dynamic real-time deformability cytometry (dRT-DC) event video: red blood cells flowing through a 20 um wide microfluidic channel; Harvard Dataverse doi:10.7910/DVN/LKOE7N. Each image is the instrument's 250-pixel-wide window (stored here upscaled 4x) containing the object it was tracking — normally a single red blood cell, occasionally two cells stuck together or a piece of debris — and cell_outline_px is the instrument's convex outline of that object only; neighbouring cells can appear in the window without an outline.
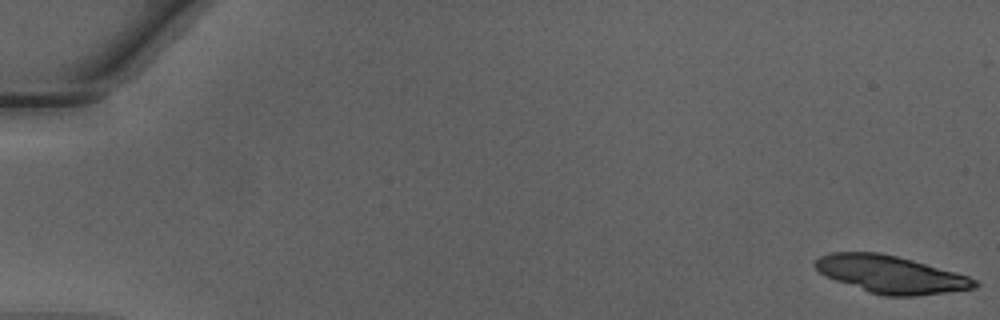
{"species": "Egyptian fruit bat (a non-hibernating species)", "species_latin": "Rousettus aegyptiacus", "temperature_condition": "warm", "stored_images_in_passage": 16, "camera_frame_rate_fps": 3000, "um_per_image_px": 0.085, "animal": {"sex": "male"}, "frame": {"image": 1, "passage_image": 1, "time_ms": 0.0, "image_size_px": [1000, 320], "cell_outline_px": [[980, 284], [976, 288], [948, 292], [916, 296], [884, 296], [868, 292], [824, 276], [812, 264], [820, 256], [832, 252], [880, 252], [912, 260], [968, 276], [976, 280]], "centroid_in_image_um": [75.7, 23.33], "position_along_channel_um": 9.3, "area_um2": 34.74}}